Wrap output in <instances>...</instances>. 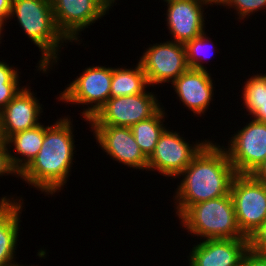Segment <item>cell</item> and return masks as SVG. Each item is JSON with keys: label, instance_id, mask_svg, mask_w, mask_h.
<instances>
[{"label": "cell", "instance_id": "cell-15", "mask_svg": "<svg viewBox=\"0 0 266 266\" xmlns=\"http://www.w3.org/2000/svg\"><path fill=\"white\" fill-rule=\"evenodd\" d=\"M190 250L189 266H240L249 239H207Z\"/></svg>", "mask_w": 266, "mask_h": 266}, {"label": "cell", "instance_id": "cell-30", "mask_svg": "<svg viewBox=\"0 0 266 266\" xmlns=\"http://www.w3.org/2000/svg\"><path fill=\"white\" fill-rule=\"evenodd\" d=\"M251 175L259 182L266 184V159Z\"/></svg>", "mask_w": 266, "mask_h": 266}, {"label": "cell", "instance_id": "cell-11", "mask_svg": "<svg viewBox=\"0 0 266 266\" xmlns=\"http://www.w3.org/2000/svg\"><path fill=\"white\" fill-rule=\"evenodd\" d=\"M51 5L58 30L78 45L82 42L81 32L111 10L105 0H51Z\"/></svg>", "mask_w": 266, "mask_h": 266}, {"label": "cell", "instance_id": "cell-31", "mask_svg": "<svg viewBox=\"0 0 266 266\" xmlns=\"http://www.w3.org/2000/svg\"><path fill=\"white\" fill-rule=\"evenodd\" d=\"M266 123V101L250 116V118Z\"/></svg>", "mask_w": 266, "mask_h": 266}, {"label": "cell", "instance_id": "cell-34", "mask_svg": "<svg viewBox=\"0 0 266 266\" xmlns=\"http://www.w3.org/2000/svg\"><path fill=\"white\" fill-rule=\"evenodd\" d=\"M5 143L3 137H2V133H1V127H0V147Z\"/></svg>", "mask_w": 266, "mask_h": 266}, {"label": "cell", "instance_id": "cell-2", "mask_svg": "<svg viewBox=\"0 0 266 266\" xmlns=\"http://www.w3.org/2000/svg\"><path fill=\"white\" fill-rule=\"evenodd\" d=\"M72 123L73 119L67 115L45 126L39 153L20 173V179L47 196L61 192L71 175L76 152Z\"/></svg>", "mask_w": 266, "mask_h": 266}, {"label": "cell", "instance_id": "cell-13", "mask_svg": "<svg viewBox=\"0 0 266 266\" xmlns=\"http://www.w3.org/2000/svg\"><path fill=\"white\" fill-rule=\"evenodd\" d=\"M96 143L112 160L133 169L147 171L148 159L135 141L130 127L91 126Z\"/></svg>", "mask_w": 266, "mask_h": 266}, {"label": "cell", "instance_id": "cell-22", "mask_svg": "<svg viewBox=\"0 0 266 266\" xmlns=\"http://www.w3.org/2000/svg\"><path fill=\"white\" fill-rule=\"evenodd\" d=\"M242 88L243 109L252 115L266 101V73H257L244 82Z\"/></svg>", "mask_w": 266, "mask_h": 266}, {"label": "cell", "instance_id": "cell-12", "mask_svg": "<svg viewBox=\"0 0 266 266\" xmlns=\"http://www.w3.org/2000/svg\"><path fill=\"white\" fill-rule=\"evenodd\" d=\"M167 3L166 25L172 41L186 44L205 32L204 9L213 6V0H163ZM206 6V8H204Z\"/></svg>", "mask_w": 266, "mask_h": 266}, {"label": "cell", "instance_id": "cell-18", "mask_svg": "<svg viewBox=\"0 0 266 266\" xmlns=\"http://www.w3.org/2000/svg\"><path fill=\"white\" fill-rule=\"evenodd\" d=\"M44 135L45 125L41 123L35 128L17 132L5 140L11 161L20 173L39 153L44 140ZM11 149L12 151H15L16 154H13L10 151Z\"/></svg>", "mask_w": 266, "mask_h": 266}, {"label": "cell", "instance_id": "cell-27", "mask_svg": "<svg viewBox=\"0 0 266 266\" xmlns=\"http://www.w3.org/2000/svg\"><path fill=\"white\" fill-rule=\"evenodd\" d=\"M20 84L0 85V111L18 94L23 88Z\"/></svg>", "mask_w": 266, "mask_h": 266}, {"label": "cell", "instance_id": "cell-7", "mask_svg": "<svg viewBox=\"0 0 266 266\" xmlns=\"http://www.w3.org/2000/svg\"><path fill=\"white\" fill-rule=\"evenodd\" d=\"M230 195L239 229L249 238L266 220V184L251 174H237Z\"/></svg>", "mask_w": 266, "mask_h": 266}, {"label": "cell", "instance_id": "cell-28", "mask_svg": "<svg viewBox=\"0 0 266 266\" xmlns=\"http://www.w3.org/2000/svg\"><path fill=\"white\" fill-rule=\"evenodd\" d=\"M240 266H266V254L254 252L249 248L244 254Z\"/></svg>", "mask_w": 266, "mask_h": 266}, {"label": "cell", "instance_id": "cell-33", "mask_svg": "<svg viewBox=\"0 0 266 266\" xmlns=\"http://www.w3.org/2000/svg\"><path fill=\"white\" fill-rule=\"evenodd\" d=\"M116 1L117 0H105V2L111 7V9L113 6H115L117 4Z\"/></svg>", "mask_w": 266, "mask_h": 266}, {"label": "cell", "instance_id": "cell-21", "mask_svg": "<svg viewBox=\"0 0 266 266\" xmlns=\"http://www.w3.org/2000/svg\"><path fill=\"white\" fill-rule=\"evenodd\" d=\"M206 33L207 32L205 31L197 38H194L185 44L186 60L189 68L207 71V67L204 66L203 63L206 61L207 64V60L211 59L210 57L215 51L213 49L217 47Z\"/></svg>", "mask_w": 266, "mask_h": 266}, {"label": "cell", "instance_id": "cell-10", "mask_svg": "<svg viewBox=\"0 0 266 266\" xmlns=\"http://www.w3.org/2000/svg\"><path fill=\"white\" fill-rule=\"evenodd\" d=\"M139 57L150 87L172 83L189 67L185 45L172 40L149 45Z\"/></svg>", "mask_w": 266, "mask_h": 266}, {"label": "cell", "instance_id": "cell-35", "mask_svg": "<svg viewBox=\"0 0 266 266\" xmlns=\"http://www.w3.org/2000/svg\"><path fill=\"white\" fill-rule=\"evenodd\" d=\"M11 266H24V264H19L18 262L17 263H15V264H13V265H11ZM26 266H28V265H26ZM31 266H35V265H31ZM37 266V265H36Z\"/></svg>", "mask_w": 266, "mask_h": 266}, {"label": "cell", "instance_id": "cell-23", "mask_svg": "<svg viewBox=\"0 0 266 266\" xmlns=\"http://www.w3.org/2000/svg\"><path fill=\"white\" fill-rule=\"evenodd\" d=\"M215 5L234 8L239 20L250 18V15L259 10H266V0H218Z\"/></svg>", "mask_w": 266, "mask_h": 266}, {"label": "cell", "instance_id": "cell-6", "mask_svg": "<svg viewBox=\"0 0 266 266\" xmlns=\"http://www.w3.org/2000/svg\"><path fill=\"white\" fill-rule=\"evenodd\" d=\"M154 92L109 98L108 101L86 123L90 126L131 127L154 116L163 104Z\"/></svg>", "mask_w": 266, "mask_h": 266}, {"label": "cell", "instance_id": "cell-1", "mask_svg": "<svg viewBox=\"0 0 266 266\" xmlns=\"http://www.w3.org/2000/svg\"><path fill=\"white\" fill-rule=\"evenodd\" d=\"M214 142L209 140L177 176L182 177L173 196L178 218L196 203L230 194L237 173L224 145Z\"/></svg>", "mask_w": 266, "mask_h": 266}, {"label": "cell", "instance_id": "cell-8", "mask_svg": "<svg viewBox=\"0 0 266 266\" xmlns=\"http://www.w3.org/2000/svg\"><path fill=\"white\" fill-rule=\"evenodd\" d=\"M209 140L196 139L190 144L179 132L166 128L148 158L147 170L176 179Z\"/></svg>", "mask_w": 266, "mask_h": 266}, {"label": "cell", "instance_id": "cell-25", "mask_svg": "<svg viewBox=\"0 0 266 266\" xmlns=\"http://www.w3.org/2000/svg\"><path fill=\"white\" fill-rule=\"evenodd\" d=\"M4 175H15L17 178L20 177V172L15 168L11 161L6 143L0 147V177Z\"/></svg>", "mask_w": 266, "mask_h": 266}, {"label": "cell", "instance_id": "cell-16", "mask_svg": "<svg viewBox=\"0 0 266 266\" xmlns=\"http://www.w3.org/2000/svg\"><path fill=\"white\" fill-rule=\"evenodd\" d=\"M188 68L176 80L170 83L184 107L194 115L204 116L214 96V83L211 73Z\"/></svg>", "mask_w": 266, "mask_h": 266}, {"label": "cell", "instance_id": "cell-9", "mask_svg": "<svg viewBox=\"0 0 266 266\" xmlns=\"http://www.w3.org/2000/svg\"><path fill=\"white\" fill-rule=\"evenodd\" d=\"M250 119L225 146L237 174H252L266 159V123Z\"/></svg>", "mask_w": 266, "mask_h": 266}, {"label": "cell", "instance_id": "cell-26", "mask_svg": "<svg viewBox=\"0 0 266 266\" xmlns=\"http://www.w3.org/2000/svg\"><path fill=\"white\" fill-rule=\"evenodd\" d=\"M16 67L14 68L13 65L9 66V63L4 60H0V85L2 84H21L19 81H21L19 78L21 77L19 75Z\"/></svg>", "mask_w": 266, "mask_h": 266}, {"label": "cell", "instance_id": "cell-4", "mask_svg": "<svg viewBox=\"0 0 266 266\" xmlns=\"http://www.w3.org/2000/svg\"><path fill=\"white\" fill-rule=\"evenodd\" d=\"M179 220L189 235L200 240L248 239L239 229L230 194L190 206Z\"/></svg>", "mask_w": 266, "mask_h": 266}, {"label": "cell", "instance_id": "cell-17", "mask_svg": "<svg viewBox=\"0 0 266 266\" xmlns=\"http://www.w3.org/2000/svg\"><path fill=\"white\" fill-rule=\"evenodd\" d=\"M0 198V266H11L17 263L16 246L19 242L20 222H22L20 214L23 211L24 199L22 197L15 199L9 195Z\"/></svg>", "mask_w": 266, "mask_h": 266}, {"label": "cell", "instance_id": "cell-20", "mask_svg": "<svg viewBox=\"0 0 266 266\" xmlns=\"http://www.w3.org/2000/svg\"><path fill=\"white\" fill-rule=\"evenodd\" d=\"M166 116L167 114L163 106L154 116L137 122L130 127L135 141L147 159L156 148L160 135L167 128L164 124Z\"/></svg>", "mask_w": 266, "mask_h": 266}, {"label": "cell", "instance_id": "cell-5", "mask_svg": "<svg viewBox=\"0 0 266 266\" xmlns=\"http://www.w3.org/2000/svg\"><path fill=\"white\" fill-rule=\"evenodd\" d=\"M76 77L56 99L62 103L81 104L84 110L80 114L88 121L110 98L112 67L89 66Z\"/></svg>", "mask_w": 266, "mask_h": 266}, {"label": "cell", "instance_id": "cell-32", "mask_svg": "<svg viewBox=\"0 0 266 266\" xmlns=\"http://www.w3.org/2000/svg\"><path fill=\"white\" fill-rule=\"evenodd\" d=\"M7 22L3 19V18H1L0 17V44H1V39H2V37H3V32L2 31H4L3 29L5 28L4 26H6L7 24H6Z\"/></svg>", "mask_w": 266, "mask_h": 266}, {"label": "cell", "instance_id": "cell-3", "mask_svg": "<svg viewBox=\"0 0 266 266\" xmlns=\"http://www.w3.org/2000/svg\"><path fill=\"white\" fill-rule=\"evenodd\" d=\"M15 17L27 38L41 52L35 66L37 71L46 74L57 64L61 49L69 42L56 26L51 0H12L9 20Z\"/></svg>", "mask_w": 266, "mask_h": 266}, {"label": "cell", "instance_id": "cell-14", "mask_svg": "<svg viewBox=\"0 0 266 266\" xmlns=\"http://www.w3.org/2000/svg\"><path fill=\"white\" fill-rule=\"evenodd\" d=\"M23 86L18 94L0 111V127L4 141L11 135L35 128L43 107L29 86ZM35 95V96H34Z\"/></svg>", "mask_w": 266, "mask_h": 266}, {"label": "cell", "instance_id": "cell-29", "mask_svg": "<svg viewBox=\"0 0 266 266\" xmlns=\"http://www.w3.org/2000/svg\"><path fill=\"white\" fill-rule=\"evenodd\" d=\"M12 0H0V17L6 22L9 20L11 13Z\"/></svg>", "mask_w": 266, "mask_h": 266}, {"label": "cell", "instance_id": "cell-24", "mask_svg": "<svg viewBox=\"0 0 266 266\" xmlns=\"http://www.w3.org/2000/svg\"><path fill=\"white\" fill-rule=\"evenodd\" d=\"M248 239L252 251L266 254V220Z\"/></svg>", "mask_w": 266, "mask_h": 266}, {"label": "cell", "instance_id": "cell-19", "mask_svg": "<svg viewBox=\"0 0 266 266\" xmlns=\"http://www.w3.org/2000/svg\"><path fill=\"white\" fill-rule=\"evenodd\" d=\"M134 67H112L110 98L135 95L147 90L150 85L143 68L139 62Z\"/></svg>", "mask_w": 266, "mask_h": 266}]
</instances>
